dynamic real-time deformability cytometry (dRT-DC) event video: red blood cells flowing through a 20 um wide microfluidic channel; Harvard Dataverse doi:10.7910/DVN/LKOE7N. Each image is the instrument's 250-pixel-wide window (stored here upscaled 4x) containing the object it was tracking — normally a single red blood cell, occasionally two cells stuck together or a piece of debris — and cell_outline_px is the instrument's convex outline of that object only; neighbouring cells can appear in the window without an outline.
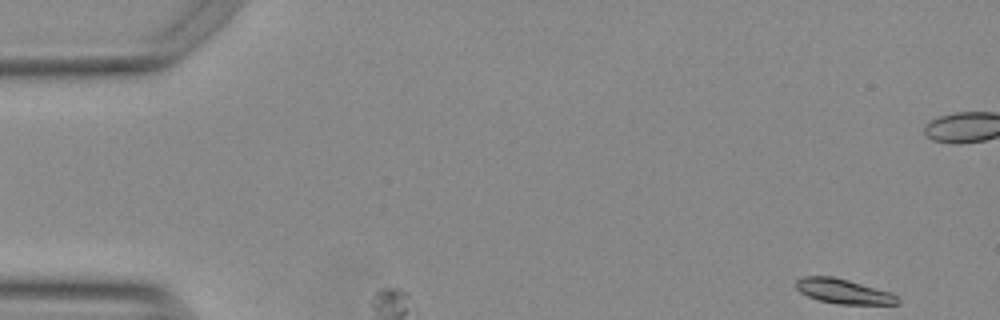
{"species": "Egyptian fruit bat (a non-hibernating species)", "species_latin": "Rousettus aegyptiacus", "temperature_condition": "warm", "stored_images_in_passage": 14, "camera_frame_rate_fps": 3000, "um_per_image_px": 0.085, "animal": {"sex": "female"}, "frame": {"image": 1, "passage_image": 1, "time_ms": 0.0, "image_size_px": [1000, 320], "cell_outline_px": [[900, 304], [836, 304], [820, 300], [808, 296], [800, 292], [796, 288], [796, 280], [804, 276], [832, 276], [848, 280], [892, 292], [900, 300]], "centroid_in_image_um": [71.71, 24.76], "position_along_channel_um": 13.3, "area_um2": 14.62}}